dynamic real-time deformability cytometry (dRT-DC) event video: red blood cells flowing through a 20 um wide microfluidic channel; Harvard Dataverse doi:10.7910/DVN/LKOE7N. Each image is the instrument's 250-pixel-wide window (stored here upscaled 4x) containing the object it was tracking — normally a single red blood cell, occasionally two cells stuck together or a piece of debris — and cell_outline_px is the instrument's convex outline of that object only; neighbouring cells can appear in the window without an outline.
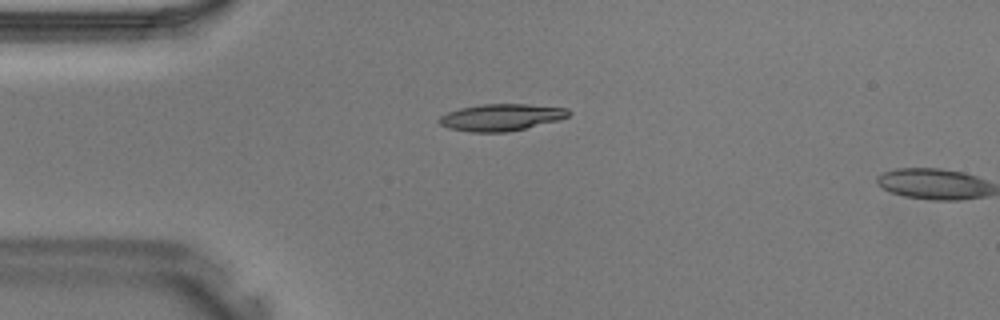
{"species": "Egyptian fruit bat (a non-hibernating species)", "species_latin": "Rousettus aegyptiacus", "temperature_condition": "warm", "stored_images_in_passage": 2, "camera_frame_rate_fps": 3000, "um_per_image_px": 0.085, "animal": {"sex": "male"}, "frame": {"image": 1, "passage_image": 1, "time_ms": 0.0, "image_size_px": [1000, 320], "cell_outline_px": [[572, 112], [568, 116], [560, 120], [508, 132], [472, 132], [448, 128], [440, 124], [436, 120], [440, 116], [448, 112], [460, 108], [480, 104], [528, 104], [568, 108]], "centroid_in_image_um": [42.61, 9.97], "position_along_channel_um": 42.4, "area_um2": 20.4}}